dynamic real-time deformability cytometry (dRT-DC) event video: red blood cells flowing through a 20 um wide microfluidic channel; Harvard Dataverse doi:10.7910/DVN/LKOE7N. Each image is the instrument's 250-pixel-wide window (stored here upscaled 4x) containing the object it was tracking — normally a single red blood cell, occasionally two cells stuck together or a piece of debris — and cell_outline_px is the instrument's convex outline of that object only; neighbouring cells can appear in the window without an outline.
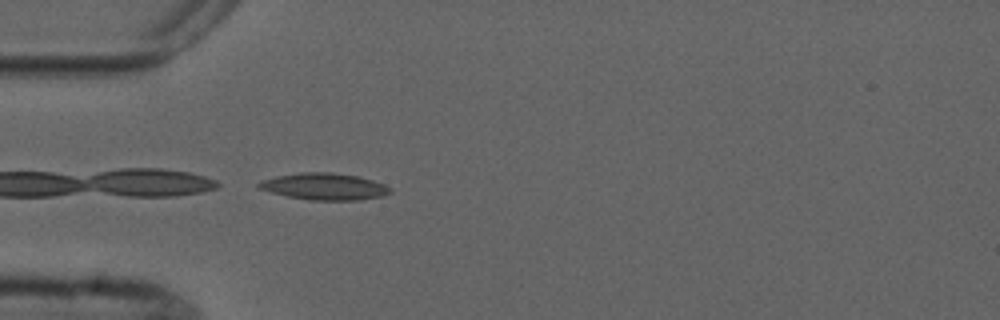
{"species": "common noctule bat (a hibernating species)", "species_latin": "Nyctalus noctula", "temperature_condition": "cold", "stored_images_in_passage": 4, "camera_frame_rate_fps": 3000, "um_per_image_px": 0.085, "animal": {"sex": "male", "forearm_length_mm": 52.5}, "frame": {"image": 1, "passage_image": 4, "time_ms": 4.333, "image_size_px": [1000, 320], "cell_outline_px": [[392, 192], [384, 196], [360, 200], [308, 200], [288, 196], [256, 188], [256, 184], [260, 180], [276, 176], [300, 172], [332, 172], [356, 176], [372, 180], [384, 184], [392, 188]], "centroid_in_image_um": [27.56, 15.85], "position_along_channel_um": 57.4, "area_um2": 20.63}}